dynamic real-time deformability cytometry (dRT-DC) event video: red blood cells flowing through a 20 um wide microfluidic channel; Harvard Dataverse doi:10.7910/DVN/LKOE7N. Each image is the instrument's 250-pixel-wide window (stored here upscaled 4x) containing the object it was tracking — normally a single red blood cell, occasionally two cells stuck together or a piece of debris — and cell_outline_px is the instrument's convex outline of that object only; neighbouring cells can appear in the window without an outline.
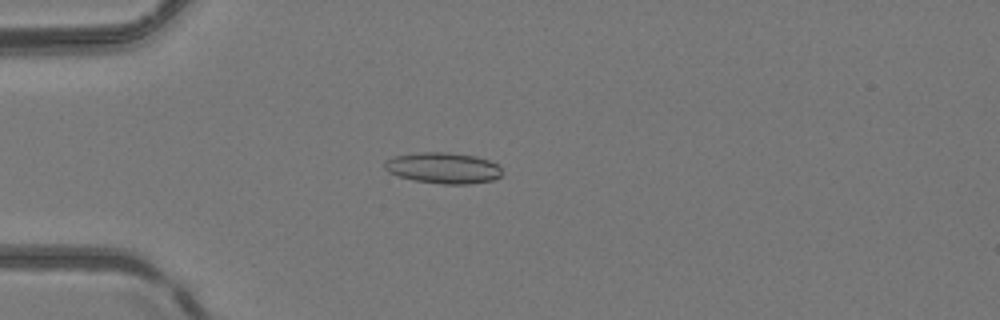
{"species": "common noctule bat (a hibernating species)", "species_latin": "Nyctalus noctula", "temperature_condition": "room temperature", "stored_images_in_passage": 31, "camera_frame_rate_fps": 3000, "um_per_image_px": 0.085, "animal": {"sex": "female", "body_mass_g": 24.6, "forearm_length_mm": 56.2}, "frame": {"image": 1, "passage_image": 15, "time_ms": 4.667, "image_size_px": [1000, 320], "cell_outline_px": [[500, 176], [492, 180], [468, 184], [444, 184], [412, 180], [388, 172], [384, 168], [384, 164], [388, 160], [396, 156], [420, 152], [448, 152], [476, 156], [488, 160], [496, 164], [500, 168]], "centroid_in_image_um": [37.66, 14.28], "position_along_channel_um": 47.3, "area_um2": 20.98}}
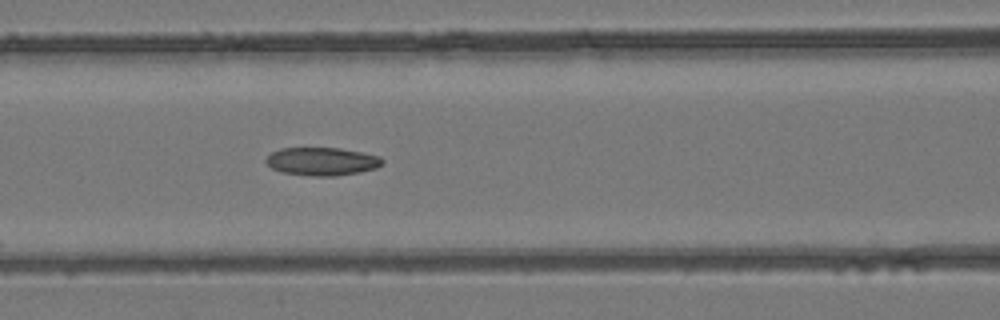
{"frame": {"image": 2, "passage_image": 23, "time_ms": 7.333, "image_size_px": [1000, 320], "cell_outline_px": [[384, 164], [376, 168], [360, 172], [336, 176], [312, 176], [280, 172], [272, 168], [264, 160], [272, 152], [280, 148], [340, 148], [364, 152], [380, 156], [384, 160]], "centroid_in_image_um": [27.4, 13.72], "position_along_channel_um": 139.2, "area_um2": 19.25}}
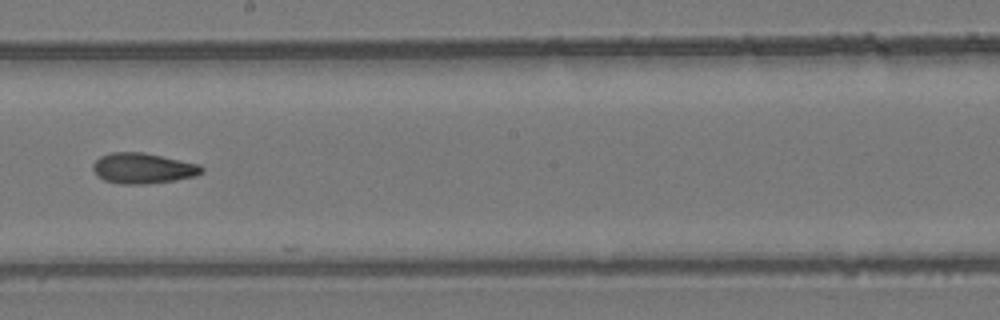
{"frame": {"image": 3, "passage_image": 30, "time_ms": 9.667, "image_size_px": [1000, 320], "cell_outline_px": [[204, 172], [196, 176], [176, 180], [144, 184], [124, 184], [104, 180], [92, 168], [92, 164], [100, 156], [112, 152], [144, 152], [200, 164], [204, 168]], "centroid_in_image_um": [12.19, 14.29], "position_along_channel_um": 236.0, "area_um2": 19.36}}